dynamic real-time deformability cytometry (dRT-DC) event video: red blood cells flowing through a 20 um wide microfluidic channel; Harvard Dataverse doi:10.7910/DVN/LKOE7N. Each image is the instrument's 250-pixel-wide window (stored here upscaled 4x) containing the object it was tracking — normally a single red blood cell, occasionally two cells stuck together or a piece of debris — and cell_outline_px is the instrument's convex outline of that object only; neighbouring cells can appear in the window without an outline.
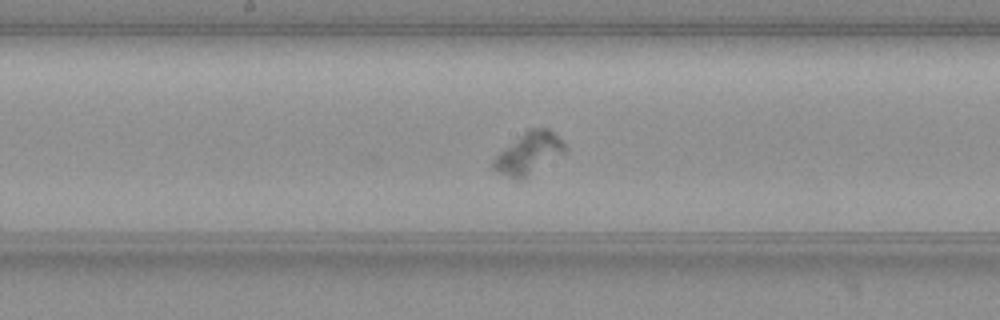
{"species": "common noctule bat (a hibernating species)", "species_latin": "Nyctalus noctula", "temperature_condition": "warm", "stored_images_in_passage": 17, "camera_frame_rate_fps": 3000, "um_per_image_px": 0.085, "animal": {"sex": "female", "body_mass_g": 19.3, "forearm_length_mm": 54.1}, "frame": {"image": 1, "passage_image": 12, "time_ms": 3.667, "image_size_px": [1000, 320], "cell_outline_px": [[568, 152], [524, 180], [516, 180], [496, 172], [488, 168], [492, 160], [500, 152], [528, 128], [548, 128], [568, 148]], "centroid_in_image_um": [44.94, 13.09], "position_along_channel_um": 203.3, "area_um2": 17.92}}